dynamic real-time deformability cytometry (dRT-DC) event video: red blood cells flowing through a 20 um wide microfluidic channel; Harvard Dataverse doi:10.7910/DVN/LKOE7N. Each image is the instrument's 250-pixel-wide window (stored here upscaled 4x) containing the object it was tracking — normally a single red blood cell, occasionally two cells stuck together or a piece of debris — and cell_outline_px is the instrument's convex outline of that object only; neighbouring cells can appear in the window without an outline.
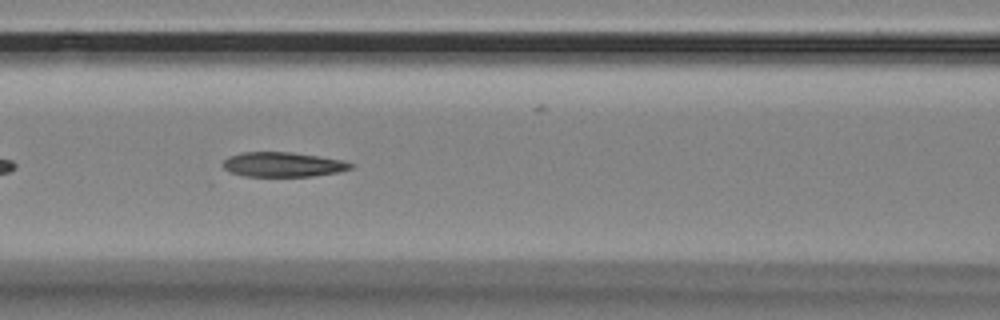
{"species": "Egyptian fruit bat (a non-hibernating species)", "species_latin": "Rousettus aegyptiacus", "temperature_condition": "room temperature", "stored_images_in_passage": 41, "camera_frame_rate_fps": 3000, "um_per_image_px": 0.085, "animal": {"sex": "female"}, "frame": {"image": 1, "passage_image": 10, "time_ms": 3.0, "image_size_px": [1000, 320], "cell_outline_px": [[352, 168], [336, 172], [312, 176], [244, 176], [228, 172], [220, 164], [228, 156], [240, 152], [292, 152], [340, 160], [352, 164]], "centroid_in_image_um": [23.93, 13.98], "position_along_channel_um": 142.7, "area_um2": 18.26}}
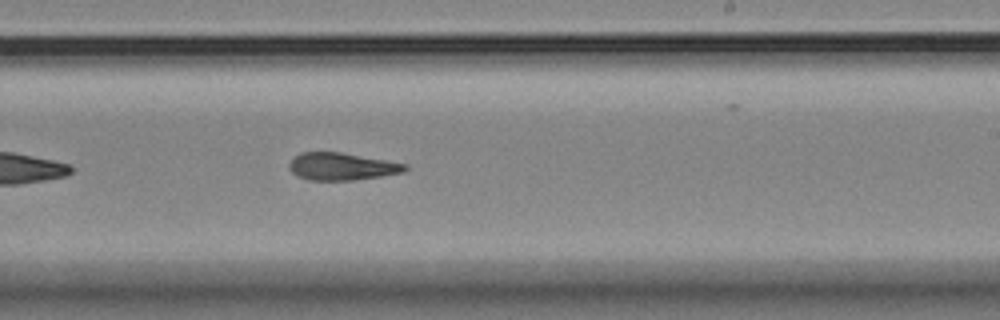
{"frame": {"image": 2, "passage_image": 20, "time_ms": 6.333, "image_size_px": [1000, 320], "cell_outline_px": [[408, 168], [404, 172], [380, 176], [352, 180], [308, 180], [296, 176], [288, 168], [288, 164], [300, 152], [340, 152], [408, 164]], "centroid_in_image_um": [29.03, 14.15], "position_along_channel_um": 260.0, "area_um2": 18.44}}
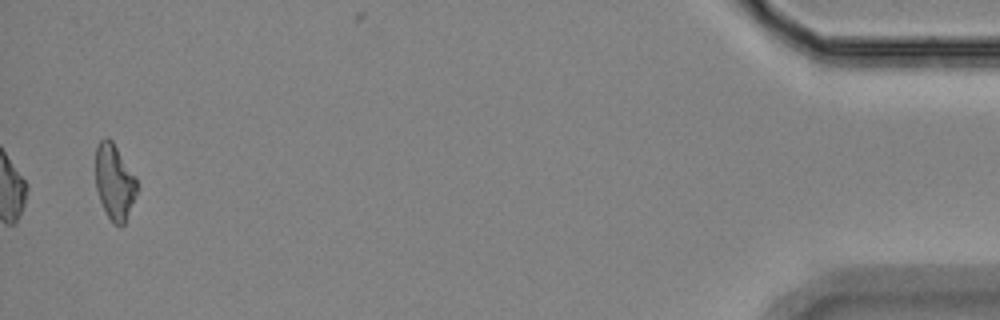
{"frame": {"image": 3, "passage_image": 41, "time_ms": 13.333, "image_size_px": [1000, 320], "cell_outline_px": [[136, 192], [124, 224], [120, 228], [112, 224], [100, 200], [96, 188], [96, 144], [104, 136], [108, 136], [112, 140], [136, 176]], "centroid_in_image_um": [9.71, 15.43], "position_along_channel_um": 425.5, "area_um2": 18.21}}